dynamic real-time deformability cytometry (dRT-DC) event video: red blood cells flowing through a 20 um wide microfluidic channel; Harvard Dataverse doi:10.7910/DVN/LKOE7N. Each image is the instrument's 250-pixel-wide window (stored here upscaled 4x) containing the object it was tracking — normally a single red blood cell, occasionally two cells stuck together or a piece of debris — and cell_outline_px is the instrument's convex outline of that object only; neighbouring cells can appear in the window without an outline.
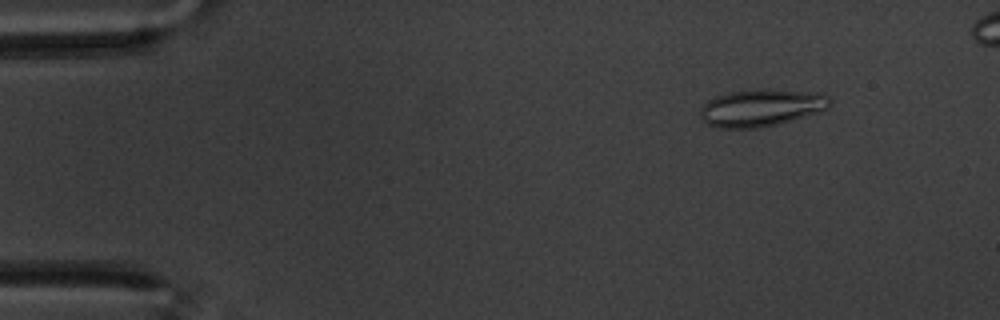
{"species": "common noctule bat (a hibernating species)", "species_latin": "Nyctalus noctula", "temperature_condition": "warm", "stored_images_in_passage": 57, "segment_of_instrument_passage": [1, 2], "camera_frame_rate_fps": 3000, "um_per_image_px": 0.085, "animal": {"sex": "male", "body_mass_g": 20.1, "forearm_length_mm": 53.5}, "frame": {"image": 1, "passage_image": 7, "time_ms": 2.0, "image_size_px": [1000, 320], "cell_outline_px": [[832, 104], [828, 108], [816, 112], [776, 124], [760, 128], [720, 128], [708, 124], [700, 116], [700, 108], [708, 100], [716, 96], [728, 92], [824, 92], [832, 100]], "centroid_in_image_um": [64.69, 9.2], "position_along_channel_um": 20.3, "area_um2": 26.93}}
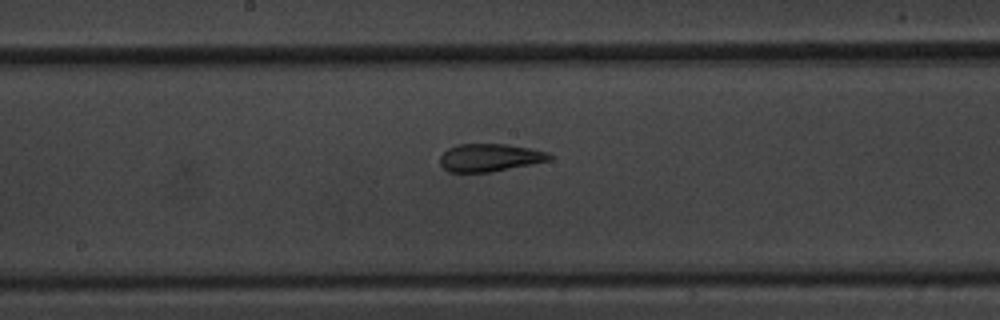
{"frame": {"image": 2, "passage_image": 31, "time_ms": 10.0, "image_size_px": [1000, 320], "cell_outline_px": [[552, 160], [492, 172], [448, 172], [440, 164], [440, 156], [448, 148], [456, 144], [508, 144], [548, 152], [552, 156]], "centroid_in_image_um": [41.62, 13.4], "position_along_channel_um": 206.6, "area_um2": 17.8}}
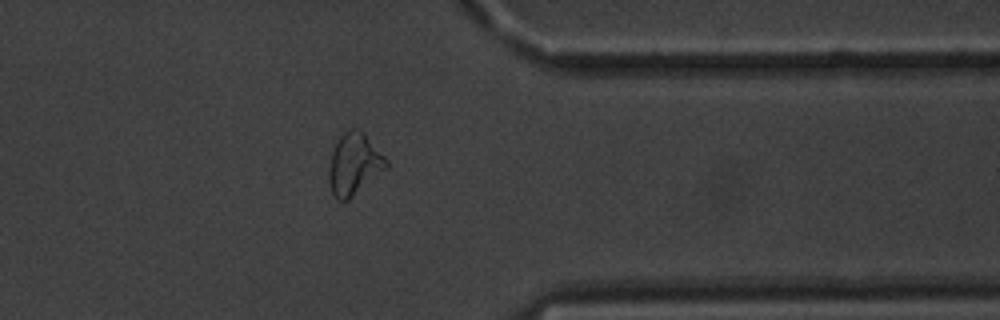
{"frame": {"image": 3, "passage_image": 47, "time_ms": 15.333, "image_size_px": [1000, 320], "cell_outline_px": [[388, 168], [348, 200], [336, 200], [332, 192], [328, 176], [328, 168], [332, 152], [340, 136], [344, 132], [352, 128], [360, 128], [364, 132], [388, 160]], "centroid_in_image_um": [30.12, 13.94], "position_along_channel_um": 381.3, "area_um2": 20.69}}